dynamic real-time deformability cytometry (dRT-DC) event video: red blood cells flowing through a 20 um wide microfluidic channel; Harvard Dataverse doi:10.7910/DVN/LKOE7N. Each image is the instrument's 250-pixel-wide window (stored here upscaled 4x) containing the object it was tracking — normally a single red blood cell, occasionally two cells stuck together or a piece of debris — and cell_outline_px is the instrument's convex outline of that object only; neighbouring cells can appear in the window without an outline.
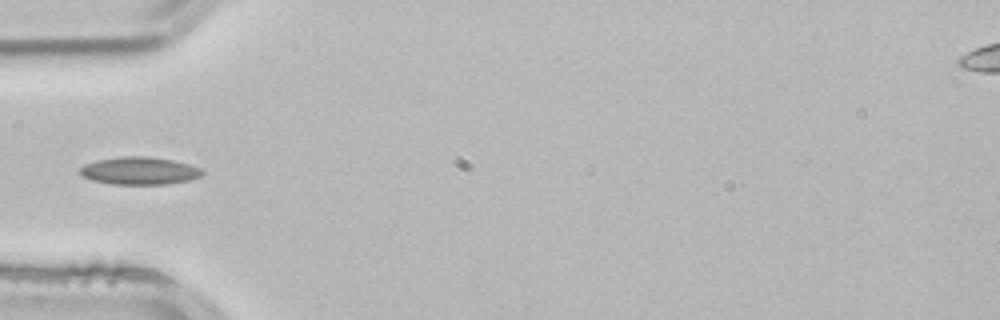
{"species": "common noctule bat (a hibernating species)", "species_latin": "Nyctalus noctula", "temperature_condition": "room temperature", "stored_images_in_passage": 4, "camera_frame_rate_fps": 3000, "um_per_image_px": 0.085, "animal": {"sex": "male", "body_mass_g": 21.5, "forearm_length_mm": 52.0}, "frame": {"image": 1, "passage_image": 4, "time_ms": 1.0, "image_size_px": [1000, 320], "cell_outline_px": [[204, 172], [200, 176], [188, 180], [168, 184], [112, 184], [92, 180], [84, 176], [80, 172], [80, 168], [84, 164], [96, 160], [120, 156], [148, 156], [172, 160], [188, 164], [200, 168]], "centroid_in_image_um": [11.84, 14.51], "position_along_channel_um": 73.2, "area_um2": 19.59}}